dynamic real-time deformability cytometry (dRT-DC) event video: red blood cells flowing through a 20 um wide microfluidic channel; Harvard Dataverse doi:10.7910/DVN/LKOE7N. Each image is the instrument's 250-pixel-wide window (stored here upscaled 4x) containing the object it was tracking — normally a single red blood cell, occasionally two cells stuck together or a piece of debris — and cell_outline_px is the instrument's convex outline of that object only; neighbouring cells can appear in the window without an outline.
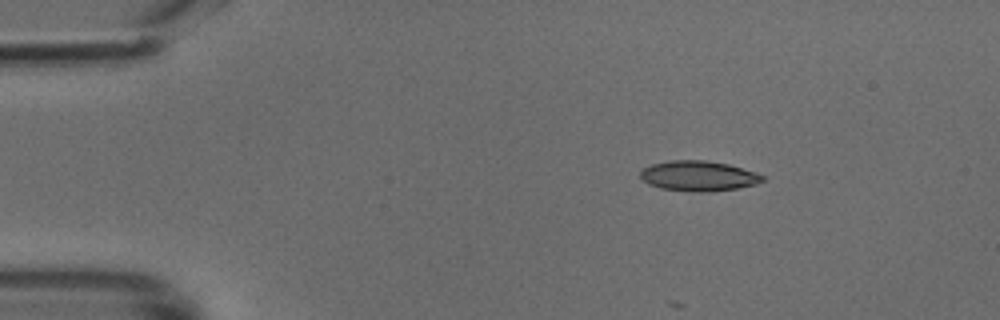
{"species": "common noctule bat (a hibernating species)", "species_latin": "Nyctalus noctula", "temperature_condition": "cold", "stored_images_in_passage": 38, "camera_frame_rate_fps": 3000, "um_per_image_px": 0.085, "animal": {"sex": "male", "body_mass_g": 18.8}, "frame": {"image": 1, "passage_image": 2, "time_ms": 0.333, "image_size_px": [1000, 320], "cell_outline_px": [[764, 180], [756, 184], [736, 188], [712, 192], [692, 192], [660, 188], [648, 184], [640, 176], [640, 172], [644, 168], [652, 164], [672, 160], [704, 160], [728, 164], [756, 172], [764, 176]], "centroid_in_image_um": [59.38, 14.96], "position_along_channel_um": 25.6, "area_um2": 21.5}}
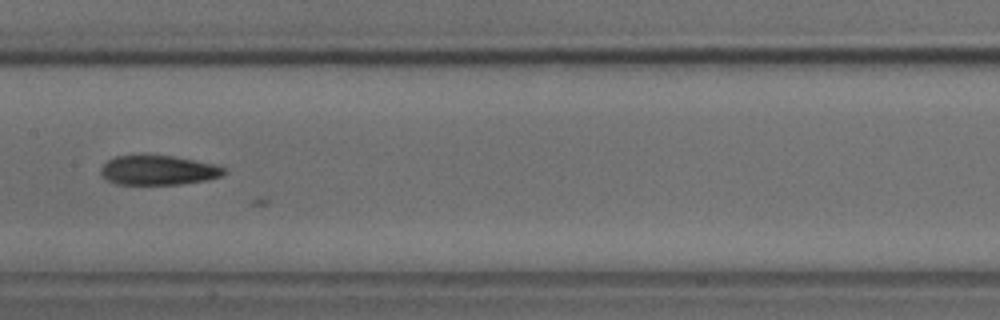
{"frame": {"image": 2, "passage_image": 19, "time_ms": 6.0, "image_size_px": [1000, 320], "cell_outline_px": [[228, 172], [220, 176], [208, 180], [180, 184], [116, 184], [108, 180], [100, 172], [100, 168], [108, 160], [116, 156], [172, 156], [196, 160], [216, 164], [224, 168]], "centroid_in_image_um": [13.5, 14.47], "position_along_channel_um": 193.9, "area_um2": 21.04}}
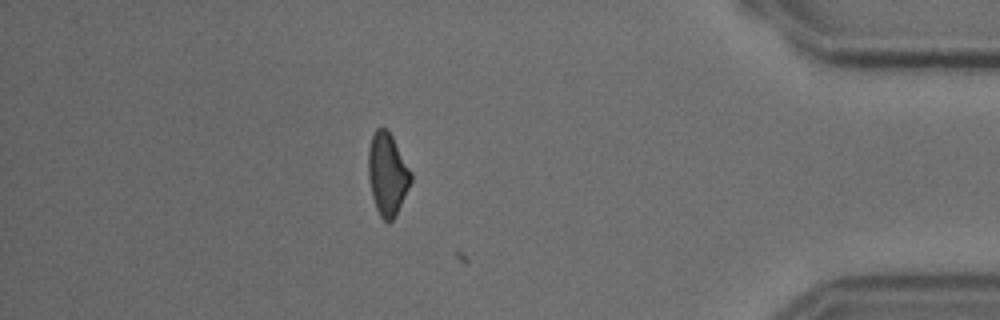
{"frame": {"image": 3, "passage_image": 37, "time_ms": 12.0, "image_size_px": [1000, 320], "cell_outline_px": [[412, 180], [396, 216], [388, 224], [380, 216], [376, 208], [372, 196], [368, 176], [368, 148], [372, 136], [376, 128], [384, 128], [392, 136], [412, 172]], "centroid_in_image_um": [32.93, 14.82], "position_along_channel_um": 402.3, "area_um2": 20.46}}